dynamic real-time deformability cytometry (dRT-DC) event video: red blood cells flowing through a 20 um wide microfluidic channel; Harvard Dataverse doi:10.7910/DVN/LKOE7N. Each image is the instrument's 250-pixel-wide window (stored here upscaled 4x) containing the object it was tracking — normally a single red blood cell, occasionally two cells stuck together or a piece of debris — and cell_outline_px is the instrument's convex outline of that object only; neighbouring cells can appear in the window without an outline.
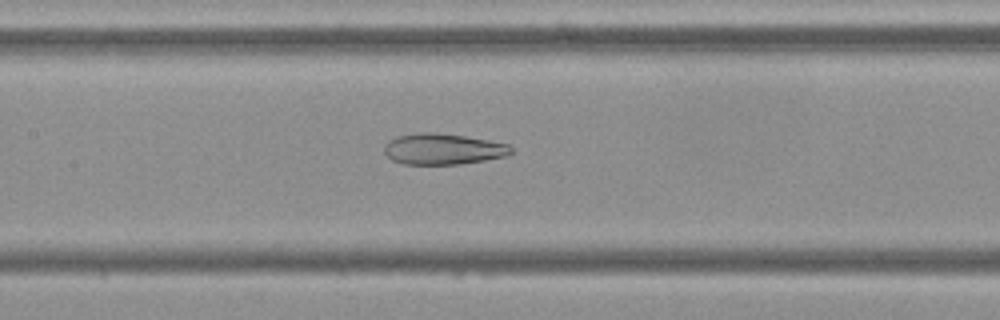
{"species": "Egyptian fruit bat (a non-hibernating species)", "species_latin": "Rousettus aegyptiacus", "temperature_condition": "cold", "stored_images_in_passage": 54, "camera_frame_rate_fps": 3000, "um_per_image_px": 0.085, "frame": {"image": 1, "passage_image": 25, "time_ms": 8.0, "image_size_px": [1000, 320], "cell_outline_px": [[512, 152], [508, 156], [460, 164], [400, 164], [392, 160], [384, 152], [384, 144], [388, 140], [396, 136], [420, 132], [436, 132], [464, 136], [488, 140], [508, 144], [512, 148]], "centroid_in_image_um": [37.62, 12.66], "position_along_channel_um": 169.8, "area_um2": 23.06}}
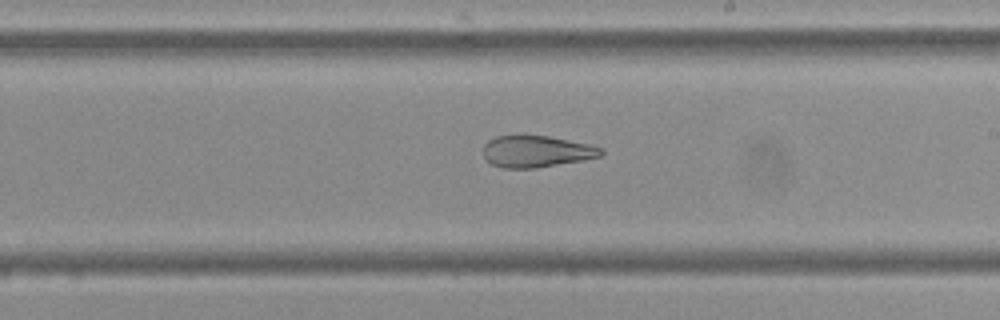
{"frame": {"image": 2, "passage_image": 31, "time_ms": 10.0, "image_size_px": [1000, 320], "cell_outline_px": [[604, 152], [600, 156], [584, 160], [536, 168], [504, 168], [492, 164], [484, 156], [484, 144], [488, 140], [496, 136], [520, 132], [524, 132], [548, 136], [592, 144], [604, 148]], "centroid_in_image_um": [45.6, 12.82], "position_along_channel_um": 243.4, "area_um2": 22.54}}
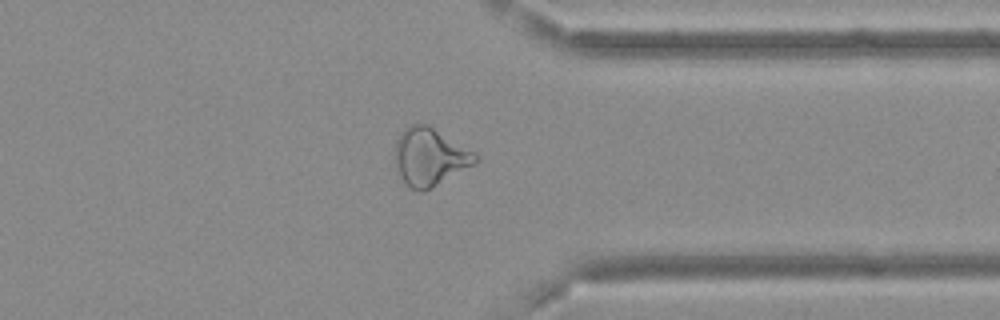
{"frame": {"image": 3, "passage_image": 42, "time_ms": 13.667, "image_size_px": [1000, 320], "cell_outline_px": [[480, 160], [476, 164], [420, 192], [412, 188], [404, 180], [392, 160], [396, 140], [404, 128], [412, 124], [428, 124], [476, 152], [480, 156]], "centroid_in_image_um": [36.54, 13.29], "position_along_channel_um": 374.9, "area_um2": 27.05}, "authors_computed_cell_mechanics": {"area_um2": 28.1775, "velocity_mm_per_s": 3.6919, "shape_relaxation_time_tau1_ms": null, "shape_relaxation_time_tau2_ms": 2.5014, "deformation_change_tau1": null, "deformation_change_tau2": 0.1035}}